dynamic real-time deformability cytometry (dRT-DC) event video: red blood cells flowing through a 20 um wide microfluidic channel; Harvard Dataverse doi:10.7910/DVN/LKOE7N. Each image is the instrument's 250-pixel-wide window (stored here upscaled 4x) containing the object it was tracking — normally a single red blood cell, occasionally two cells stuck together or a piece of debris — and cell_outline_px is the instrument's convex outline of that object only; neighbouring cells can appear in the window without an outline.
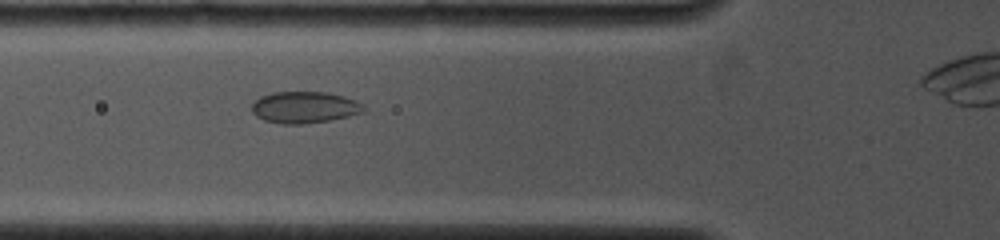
{"species": "common noctule bat (a hibernating species)", "species_latin": "Nyctalus noctula", "temperature_condition": "cold", "stored_images_in_passage": 7, "camera_frame_rate_fps": 4000, "um_per_image_px": 0.085, "animal": {"sex": "female", "body_mass_g": 19.0, "forearm_length_mm": 53.3}, "frame": {"image": 1, "passage_image": 6, "time_ms": 4.0, "image_size_px": [1000, 240], "cell_outline_px": [[364, 112], [348, 116], [328, 120], [304, 124], [280, 124], [264, 120], [256, 116], [252, 112], [252, 104], [260, 96], [272, 92], [328, 92], [344, 96], [356, 100], [364, 104]], "centroid_in_image_um": [25.88, 9.12], "position_along_channel_um": 99.9, "area_um2": 20.69}}